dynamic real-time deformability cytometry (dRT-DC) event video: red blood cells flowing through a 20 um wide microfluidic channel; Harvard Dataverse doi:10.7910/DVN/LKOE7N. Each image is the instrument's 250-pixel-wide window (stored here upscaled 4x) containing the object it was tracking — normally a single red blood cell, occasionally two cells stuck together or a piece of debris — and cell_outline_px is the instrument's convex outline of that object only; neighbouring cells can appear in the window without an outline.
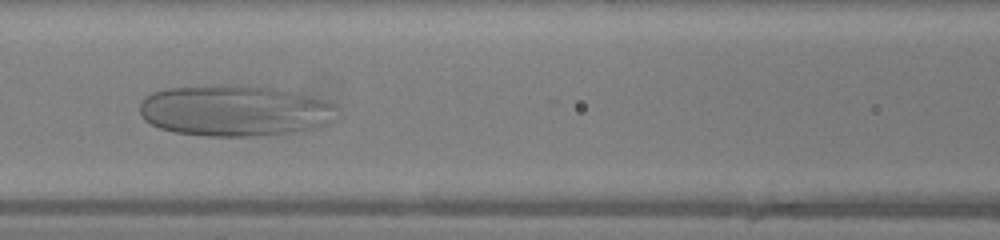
{"species": "human", "species_latin": "Homo sapiens", "temperature_condition": "warm", "stored_images_in_passage": 36, "camera_frame_rate_fps": 3000, "um_per_image_px": 0.085, "donor": {"sex": "female"}, "frame": {"image": 1, "passage_image": 9, "time_ms": 2.667, "image_size_px": [1000, 240], "cell_outline_px": [[332, 108], [324, 124], [320, 128], [300, 132], [248, 136], [204, 136], [176, 132], [160, 128], [144, 120], [140, 112], [140, 104], [152, 92], [168, 88], [220, 84], [240, 84], [272, 88], [324, 100], [332, 104]], "centroid_in_image_um": [19.84, 9.41], "position_along_channel_um": 146.8, "area_um2": 58.09}}
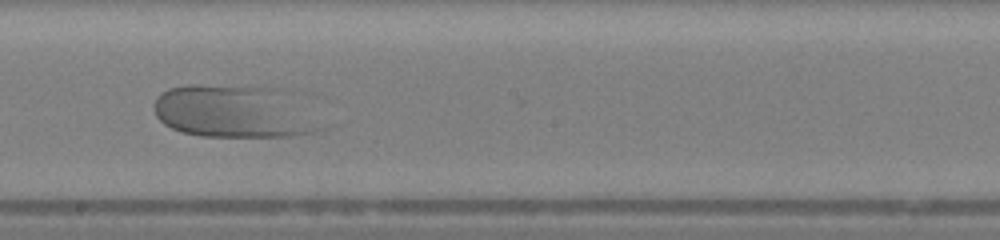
{"frame": {"image": 2, "passage_image": 15, "time_ms": 4.667, "image_size_px": [1000, 240], "cell_outline_px": [[324, 128], [316, 132], [288, 136], [200, 136], [184, 132], [172, 128], [164, 124], [156, 116], [156, 96], [168, 88], [188, 84], [196, 84], [280, 88]], "centroid_in_image_um": [19.8, 9.47], "position_along_channel_um": 228.4, "area_um2": 50.29}}
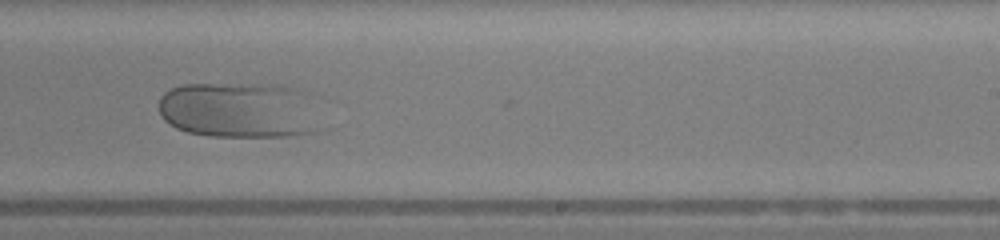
{"frame": {"image": 3, "passage_image": 18, "time_ms": 5.667, "image_size_px": [1000, 240], "cell_outline_px": [[316, 132], [288, 136], [212, 136], [188, 132], [176, 128], [164, 120], [160, 112], [160, 96], [164, 92], [172, 88], [184, 84], [276, 84], [292, 88], [316, 128]], "centroid_in_image_um": [20.04, 9.37], "position_along_channel_um": 269.0, "area_um2": 50.52}}